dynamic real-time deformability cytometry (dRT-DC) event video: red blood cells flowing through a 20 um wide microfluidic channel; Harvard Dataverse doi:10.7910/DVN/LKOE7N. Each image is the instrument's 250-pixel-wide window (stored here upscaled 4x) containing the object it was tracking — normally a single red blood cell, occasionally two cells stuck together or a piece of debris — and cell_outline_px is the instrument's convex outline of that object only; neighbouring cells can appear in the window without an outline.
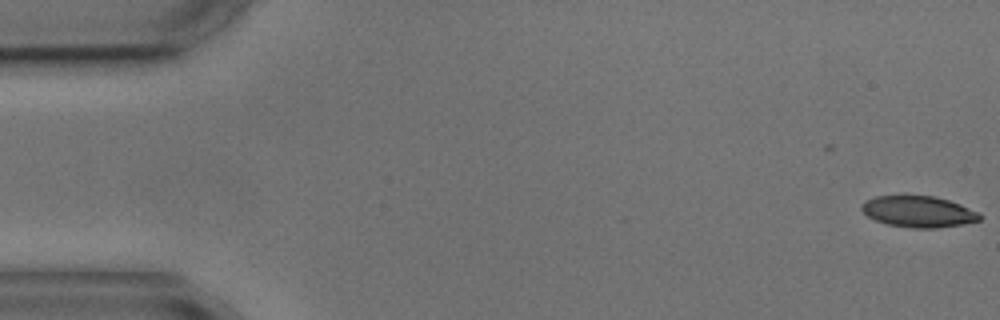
{"species": "common noctule bat (a hibernating species)", "species_latin": "Nyctalus noctula", "temperature_condition": "cold", "stored_images_in_passage": 6, "camera_frame_rate_fps": 3000, "um_per_image_px": 0.085, "animal": {"sex": "male", "body_mass_g": 17.9, "forearm_length_mm": 54.2}, "frame": {"image": 1, "passage_image": 1, "time_ms": 0.0, "image_size_px": [1000, 320], "cell_outline_px": [[984, 216], [980, 220], [960, 224], [936, 228], [912, 228], [888, 224], [876, 220], [868, 216], [860, 208], [868, 200], [876, 196], [904, 192], [936, 196], [960, 204], [980, 212]], "centroid_in_image_um": [78.08, 17.93], "position_along_channel_um": 6.9, "area_um2": 22.14}}
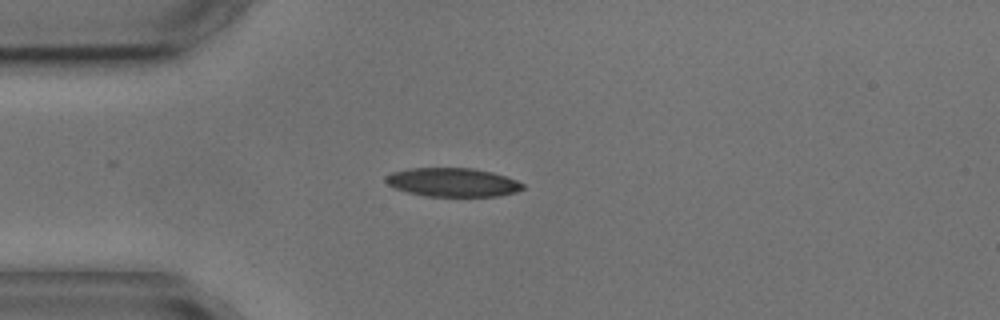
{"frame": {"image": 2, "passage_image": 4, "time_ms": 4.333, "image_size_px": [1000, 320], "cell_outline_px": [[524, 188], [516, 192], [496, 196], [424, 196], [408, 192], [396, 188], [388, 184], [384, 180], [384, 176], [392, 172], [412, 168], [472, 168], [492, 172], [516, 180], [524, 184]], "centroid_in_image_um": [38.46, 15.49], "position_along_channel_um": 46.5, "area_um2": 22.83}}